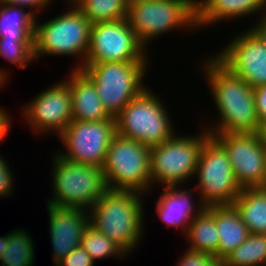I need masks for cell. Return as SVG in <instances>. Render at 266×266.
Wrapping results in <instances>:
<instances>
[{"label":"cell","mask_w":266,"mask_h":266,"mask_svg":"<svg viewBox=\"0 0 266 266\" xmlns=\"http://www.w3.org/2000/svg\"><path fill=\"white\" fill-rule=\"evenodd\" d=\"M201 62L218 114L217 120H214L216 122L208 123L204 128L209 133H259L261 126L254 88L232 73L214 55Z\"/></svg>","instance_id":"6da1fadb"},{"label":"cell","mask_w":266,"mask_h":266,"mask_svg":"<svg viewBox=\"0 0 266 266\" xmlns=\"http://www.w3.org/2000/svg\"><path fill=\"white\" fill-rule=\"evenodd\" d=\"M142 192L108 189L88 210L89 224L121 246L128 254L142 240Z\"/></svg>","instance_id":"7a4b0ae2"},{"label":"cell","mask_w":266,"mask_h":266,"mask_svg":"<svg viewBox=\"0 0 266 266\" xmlns=\"http://www.w3.org/2000/svg\"><path fill=\"white\" fill-rule=\"evenodd\" d=\"M68 11L43 24L36 18L34 57L76 56L79 62L72 69H82L89 48L92 23L77 8ZM81 59V60H80Z\"/></svg>","instance_id":"3957f363"},{"label":"cell","mask_w":266,"mask_h":266,"mask_svg":"<svg viewBox=\"0 0 266 266\" xmlns=\"http://www.w3.org/2000/svg\"><path fill=\"white\" fill-rule=\"evenodd\" d=\"M52 195L47 204L89 210L108 190L103 169L75 163L53 152Z\"/></svg>","instance_id":"277c9868"},{"label":"cell","mask_w":266,"mask_h":266,"mask_svg":"<svg viewBox=\"0 0 266 266\" xmlns=\"http://www.w3.org/2000/svg\"><path fill=\"white\" fill-rule=\"evenodd\" d=\"M148 63V58L144 62L84 63L80 70L95 84L102 105L115 118L148 87L144 83Z\"/></svg>","instance_id":"5b68a950"},{"label":"cell","mask_w":266,"mask_h":266,"mask_svg":"<svg viewBox=\"0 0 266 266\" xmlns=\"http://www.w3.org/2000/svg\"><path fill=\"white\" fill-rule=\"evenodd\" d=\"M159 95L148 87L115 117L116 133L148 147L173 138L174 124Z\"/></svg>","instance_id":"8992f818"},{"label":"cell","mask_w":266,"mask_h":266,"mask_svg":"<svg viewBox=\"0 0 266 266\" xmlns=\"http://www.w3.org/2000/svg\"><path fill=\"white\" fill-rule=\"evenodd\" d=\"M126 19L141 45L177 29L197 30L195 0H149L127 9Z\"/></svg>","instance_id":"52a82bcc"},{"label":"cell","mask_w":266,"mask_h":266,"mask_svg":"<svg viewBox=\"0 0 266 266\" xmlns=\"http://www.w3.org/2000/svg\"><path fill=\"white\" fill-rule=\"evenodd\" d=\"M198 135L180 136L150 147L151 186H179L193 180L208 130ZM205 130V131H204ZM183 183V184H182Z\"/></svg>","instance_id":"ba28073f"},{"label":"cell","mask_w":266,"mask_h":266,"mask_svg":"<svg viewBox=\"0 0 266 266\" xmlns=\"http://www.w3.org/2000/svg\"><path fill=\"white\" fill-rule=\"evenodd\" d=\"M108 189L145 194L151 188L150 147L115 134L102 167Z\"/></svg>","instance_id":"9c48e42d"},{"label":"cell","mask_w":266,"mask_h":266,"mask_svg":"<svg viewBox=\"0 0 266 266\" xmlns=\"http://www.w3.org/2000/svg\"><path fill=\"white\" fill-rule=\"evenodd\" d=\"M195 177L198 180L193 188L200 194L198 201L205 207L232 205L242 190L226 150L212 136L203 145Z\"/></svg>","instance_id":"30bf717a"},{"label":"cell","mask_w":266,"mask_h":266,"mask_svg":"<svg viewBox=\"0 0 266 266\" xmlns=\"http://www.w3.org/2000/svg\"><path fill=\"white\" fill-rule=\"evenodd\" d=\"M115 134V118L102 121L72 120L59 135L66 150L57 151V154L71 162L102 168Z\"/></svg>","instance_id":"8fae6325"},{"label":"cell","mask_w":266,"mask_h":266,"mask_svg":"<svg viewBox=\"0 0 266 266\" xmlns=\"http://www.w3.org/2000/svg\"><path fill=\"white\" fill-rule=\"evenodd\" d=\"M126 18L93 23L84 63L144 62L148 57Z\"/></svg>","instance_id":"7c38bea8"},{"label":"cell","mask_w":266,"mask_h":266,"mask_svg":"<svg viewBox=\"0 0 266 266\" xmlns=\"http://www.w3.org/2000/svg\"><path fill=\"white\" fill-rule=\"evenodd\" d=\"M226 150L241 188L266 186V149L260 133H210Z\"/></svg>","instance_id":"4fadbf2b"},{"label":"cell","mask_w":266,"mask_h":266,"mask_svg":"<svg viewBox=\"0 0 266 266\" xmlns=\"http://www.w3.org/2000/svg\"><path fill=\"white\" fill-rule=\"evenodd\" d=\"M30 102L23 106L22 116L35 134L56 132L59 136L73 120L72 96L66 79L45 88Z\"/></svg>","instance_id":"5bb4252c"},{"label":"cell","mask_w":266,"mask_h":266,"mask_svg":"<svg viewBox=\"0 0 266 266\" xmlns=\"http://www.w3.org/2000/svg\"><path fill=\"white\" fill-rule=\"evenodd\" d=\"M215 57L251 87L266 85V44L250 29L238 33Z\"/></svg>","instance_id":"9a60e30c"},{"label":"cell","mask_w":266,"mask_h":266,"mask_svg":"<svg viewBox=\"0 0 266 266\" xmlns=\"http://www.w3.org/2000/svg\"><path fill=\"white\" fill-rule=\"evenodd\" d=\"M54 266L80 245L89 224L88 211L46 204Z\"/></svg>","instance_id":"2e32d148"},{"label":"cell","mask_w":266,"mask_h":266,"mask_svg":"<svg viewBox=\"0 0 266 266\" xmlns=\"http://www.w3.org/2000/svg\"><path fill=\"white\" fill-rule=\"evenodd\" d=\"M164 192L160 194L156 204V214L168 227L180 228L186 236L191 221L205 208L201 202L195 204L192 199L194 188L186 190L179 186L163 187ZM193 192V193H192ZM196 206V207H195ZM196 208V209H195Z\"/></svg>","instance_id":"e0dca14e"},{"label":"cell","mask_w":266,"mask_h":266,"mask_svg":"<svg viewBox=\"0 0 266 266\" xmlns=\"http://www.w3.org/2000/svg\"><path fill=\"white\" fill-rule=\"evenodd\" d=\"M69 88L72 96V119L79 121L111 120L98 97L95 84L80 70H69Z\"/></svg>","instance_id":"ac0fdd59"},{"label":"cell","mask_w":266,"mask_h":266,"mask_svg":"<svg viewBox=\"0 0 266 266\" xmlns=\"http://www.w3.org/2000/svg\"><path fill=\"white\" fill-rule=\"evenodd\" d=\"M197 4V25L208 27L223 20L263 14L264 0H195ZM260 11V12H259Z\"/></svg>","instance_id":"d6986e66"},{"label":"cell","mask_w":266,"mask_h":266,"mask_svg":"<svg viewBox=\"0 0 266 266\" xmlns=\"http://www.w3.org/2000/svg\"><path fill=\"white\" fill-rule=\"evenodd\" d=\"M215 224L219 246L214 258L224 260L249 236L250 232L234 205H215Z\"/></svg>","instance_id":"ffe728a7"},{"label":"cell","mask_w":266,"mask_h":266,"mask_svg":"<svg viewBox=\"0 0 266 266\" xmlns=\"http://www.w3.org/2000/svg\"><path fill=\"white\" fill-rule=\"evenodd\" d=\"M233 205L251 234H266V186L242 188Z\"/></svg>","instance_id":"44dd1931"},{"label":"cell","mask_w":266,"mask_h":266,"mask_svg":"<svg viewBox=\"0 0 266 266\" xmlns=\"http://www.w3.org/2000/svg\"><path fill=\"white\" fill-rule=\"evenodd\" d=\"M187 249L214 256L219 246L215 224V205L205 207L189 224L186 234Z\"/></svg>","instance_id":"7402d4cb"},{"label":"cell","mask_w":266,"mask_h":266,"mask_svg":"<svg viewBox=\"0 0 266 266\" xmlns=\"http://www.w3.org/2000/svg\"><path fill=\"white\" fill-rule=\"evenodd\" d=\"M24 9L0 3V39L34 40L37 16Z\"/></svg>","instance_id":"603a6c76"},{"label":"cell","mask_w":266,"mask_h":266,"mask_svg":"<svg viewBox=\"0 0 266 266\" xmlns=\"http://www.w3.org/2000/svg\"><path fill=\"white\" fill-rule=\"evenodd\" d=\"M17 229L7 233L6 249L0 258L1 266H33L35 247L32 236L22 228Z\"/></svg>","instance_id":"cb8c5ba5"},{"label":"cell","mask_w":266,"mask_h":266,"mask_svg":"<svg viewBox=\"0 0 266 266\" xmlns=\"http://www.w3.org/2000/svg\"><path fill=\"white\" fill-rule=\"evenodd\" d=\"M223 261L225 266H266V234L250 233Z\"/></svg>","instance_id":"d4e9b609"},{"label":"cell","mask_w":266,"mask_h":266,"mask_svg":"<svg viewBox=\"0 0 266 266\" xmlns=\"http://www.w3.org/2000/svg\"><path fill=\"white\" fill-rule=\"evenodd\" d=\"M76 7L92 24L124 19L128 9L125 0H82Z\"/></svg>","instance_id":"484cf974"},{"label":"cell","mask_w":266,"mask_h":266,"mask_svg":"<svg viewBox=\"0 0 266 266\" xmlns=\"http://www.w3.org/2000/svg\"><path fill=\"white\" fill-rule=\"evenodd\" d=\"M80 246L96 261L109 257H126L128 253L109 237L97 231L90 224L87 225L83 233Z\"/></svg>","instance_id":"4316f807"},{"label":"cell","mask_w":266,"mask_h":266,"mask_svg":"<svg viewBox=\"0 0 266 266\" xmlns=\"http://www.w3.org/2000/svg\"><path fill=\"white\" fill-rule=\"evenodd\" d=\"M0 56L21 69L34 62V40L0 39Z\"/></svg>","instance_id":"83f0119b"},{"label":"cell","mask_w":266,"mask_h":266,"mask_svg":"<svg viewBox=\"0 0 266 266\" xmlns=\"http://www.w3.org/2000/svg\"><path fill=\"white\" fill-rule=\"evenodd\" d=\"M94 264L95 261L84 248L79 245L55 266H94Z\"/></svg>","instance_id":"f1b7e54d"},{"label":"cell","mask_w":266,"mask_h":266,"mask_svg":"<svg viewBox=\"0 0 266 266\" xmlns=\"http://www.w3.org/2000/svg\"><path fill=\"white\" fill-rule=\"evenodd\" d=\"M213 259L214 256L210 254L186 249L176 264L177 266H207Z\"/></svg>","instance_id":"f546056e"},{"label":"cell","mask_w":266,"mask_h":266,"mask_svg":"<svg viewBox=\"0 0 266 266\" xmlns=\"http://www.w3.org/2000/svg\"><path fill=\"white\" fill-rule=\"evenodd\" d=\"M14 179L7 160L0 155V197L13 194ZM13 184V185H12Z\"/></svg>","instance_id":"4dcf8cb0"},{"label":"cell","mask_w":266,"mask_h":266,"mask_svg":"<svg viewBox=\"0 0 266 266\" xmlns=\"http://www.w3.org/2000/svg\"><path fill=\"white\" fill-rule=\"evenodd\" d=\"M0 3L29 8L31 12L39 17L37 13H42V10H45L52 2L51 0H0Z\"/></svg>","instance_id":"1f68e13d"},{"label":"cell","mask_w":266,"mask_h":266,"mask_svg":"<svg viewBox=\"0 0 266 266\" xmlns=\"http://www.w3.org/2000/svg\"><path fill=\"white\" fill-rule=\"evenodd\" d=\"M254 97L257 109V117L260 126L266 125V85L254 88Z\"/></svg>","instance_id":"d6a6232c"},{"label":"cell","mask_w":266,"mask_h":266,"mask_svg":"<svg viewBox=\"0 0 266 266\" xmlns=\"http://www.w3.org/2000/svg\"><path fill=\"white\" fill-rule=\"evenodd\" d=\"M6 112L7 110H4L2 107H0V143L5 139L11 127V118L9 117L10 114Z\"/></svg>","instance_id":"836d02e7"},{"label":"cell","mask_w":266,"mask_h":266,"mask_svg":"<svg viewBox=\"0 0 266 266\" xmlns=\"http://www.w3.org/2000/svg\"><path fill=\"white\" fill-rule=\"evenodd\" d=\"M260 19L256 20L255 26L250 29L263 43L266 44V18L261 15Z\"/></svg>","instance_id":"e575fe53"},{"label":"cell","mask_w":266,"mask_h":266,"mask_svg":"<svg viewBox=\"0 0 266 266\" xmlns=\"http://www.w3.org/2000/svg\"><path fill=\"white\" fill-rule=\"evenodd\" d=\"M7 245V235L0 236V258L3 255Z\"/></svg>","instance_id":"d590c367"},{"label":"cell","mask_w":266,"mask_h":266,"mask_svg":"<svg viewBox=\"0 0 266 266\" xmlns=\"http://www.w3.org/2000/svg\"><path fill=\"white\" fill-rule=\"evenodd\" d=\"M207 266H225L223 260L214 258Z\"/></svg>","instance_id":"8d00e7d4"},{"label":"cell","mask_w":266,"mask_h":266,"mask_svg":"<svg viewBox=\"0 0 266 266\" xmlns=\"http://www.w3.org/2000/svg\"><path fill=\"white\" fill-rule=\"evenodd\" d=\"M260 135H261V138L263 140V143H264V146H265V149H266V125L261 127L260 129Z\"/></svg>","instance_id":"74e56055"},{"label":"cell","mask_w":266,"mask_h":266,"mask_svg":"<svg viewBox=\"0 0 266 266\" xmlns=\"http://www.w3.org/2000/svg\"><path fill=\"white\" fill-rule=\"evenodd\" d=\"M145 1H149V0H125L128 7L136 3L145 2Z\"/></svg>","instance_id":"f35d334b"},{"label":"cell","mask_w":266,"mask_h":266,"mask_svg":"<svg viewBox=\"0 0 266 266\" xmlns=\"http://www.w3.org/2000/svg\"><path fill=\"white\" fill-rule=\"evenodd\" d=\"M54 1V0H51ZM82 0H67L66 3H71V7L74 6L76 7Z\"/></svg>","instance_id":"ab89813d"},{"label":"cell","mask_w":266,"mask_h":266,"mask_svg":"<svg viewBox=\"0 0 266 266\" xmlns=\"http://www.w3.org/2000/svg\"><path fill=\"white\" fill-rule=\"evenodd\" d=\"M265 18H266V0H264V4H263V14H262Z\"/></svg>","instance_id":"60d3db41"}]
</instances>
